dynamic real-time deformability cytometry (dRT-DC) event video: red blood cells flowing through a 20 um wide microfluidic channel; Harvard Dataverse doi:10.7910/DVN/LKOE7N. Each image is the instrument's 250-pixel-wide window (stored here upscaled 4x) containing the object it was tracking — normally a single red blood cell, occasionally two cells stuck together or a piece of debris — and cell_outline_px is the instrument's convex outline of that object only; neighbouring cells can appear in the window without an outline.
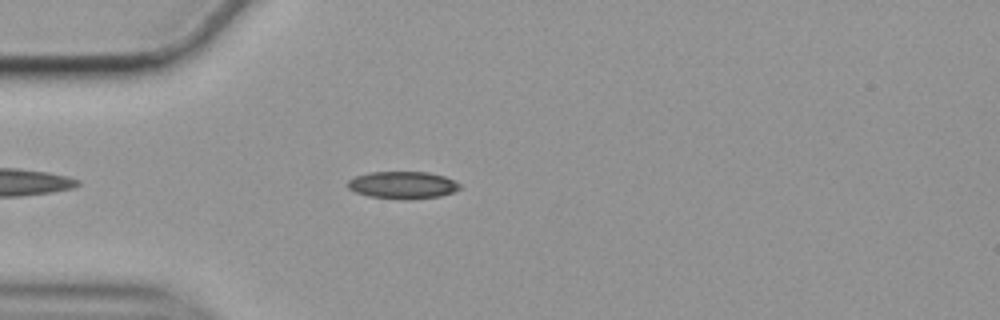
{"species": "common noctule bat (a hibernating species)", "species_latin": "Nyctalus noctula", "temperature_condition": "cold", "stored_images_in_passage": 49, "camera_frame_rate_fps": 3000, "um_per_image_px": 0.085, "animal": {"sex": "female", "body_mass_g": 19.9}, "frame": {"image": 1, "passage_image": 8, "time_ms": 2.333, "image_size_px": [1000, 320], "cell_outline_px": [[460, 188], [452, 192], [440, 196], [368, 196], [356, 192], [348, 188], [348, 180], [356, 176], [368, 172], [428, 172], [444, 176], [460, 184]], "centroid_in_image_um": [34.2, 15.66], "position_along_channel_um": 50.8, "area_um2": 16.7}}
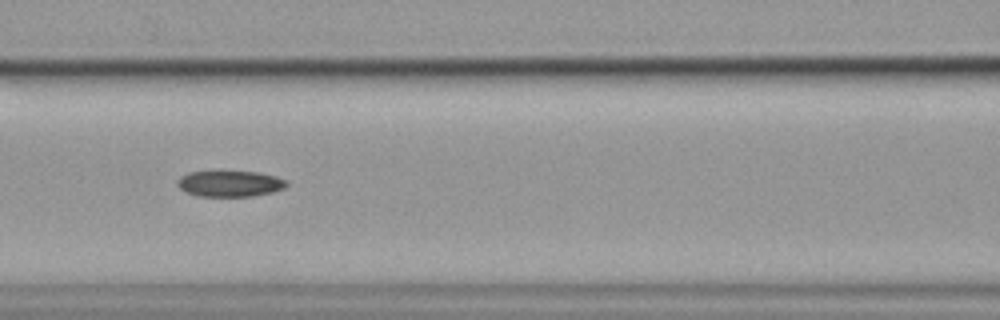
{"frame": {"image": 2, "passage_image": 17, "time_ms": 5.333, "image_size_px": [1000, 320], "cell_outline_px": [[288, 184], [284, 188], [272, 192], [252, 196], [196, 196], [180, 188], [176, 184], [176, 180], [180, 176], [188, 172], [260, 172], [276, 176], [288, 180]], "centroid_in_image_um": [19.55, 15.61], "position_along_channel_um": 147.0, "area_um2": 16.53}}
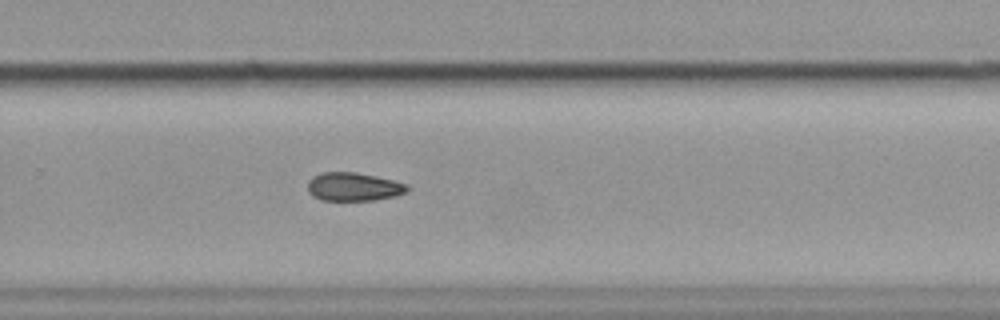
{"frame": {"image": 3, "passage_image": 30, "time_ms": 9.667, "image_size_px": [1000, 320], "cell_outline_px": [[408, 192], [396, 196], [376, 200], [320, 200], [312, 196], [308, 192], [308, 180], [312, 176], [320, 172], [356, 172], [376, 176], [408, 184]], "centroid_in_image_um": [30.04, 15.87], "position_along_channel_um": 299.8, "area_um2": 16.7}}